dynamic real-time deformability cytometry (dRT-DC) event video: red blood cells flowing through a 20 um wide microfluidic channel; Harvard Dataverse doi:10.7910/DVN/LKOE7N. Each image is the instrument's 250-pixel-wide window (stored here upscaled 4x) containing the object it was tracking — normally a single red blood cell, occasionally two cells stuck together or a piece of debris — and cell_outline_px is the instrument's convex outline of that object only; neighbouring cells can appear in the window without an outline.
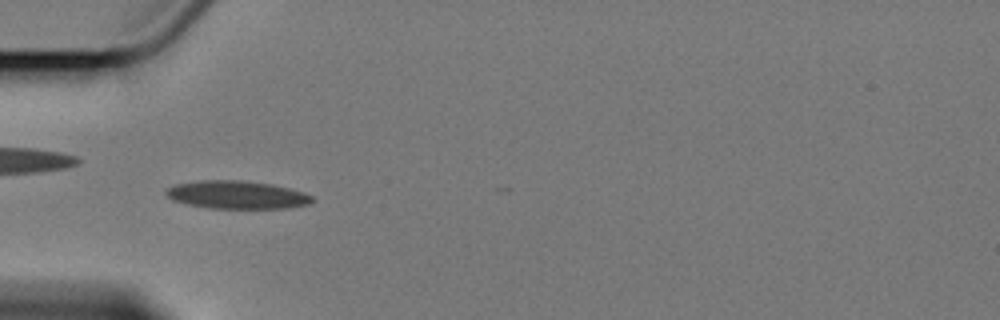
{"species": "Egyptian fruit bat (a non-hibernating species)", "species_latin": "Rousettus aegyptiacus", "temperature_condition": "cold", "stored_images_in_passage": 13, "camera_frame_rate_fps": 3000, "um_per_image_px": 0.085, "animal": {"sex": "female"}, "frame": {"image": 1, "passage_image": 5, "time_ms": 6.0, "image_size_px": [1000, 320], "cell_outline_px": [[316, 200], [308, 204], [288, 208], [208, 208], [188, 204], [172, 200], [164, 192], [168, 188], [176, 184], [200, 180], [240, 180], [272, 184], [304, 192], [312, 196]], "centroid_in_image_um": [20.15, 16.56], "position_along_channel_um": 64.8, "area_um2": 23.81}}
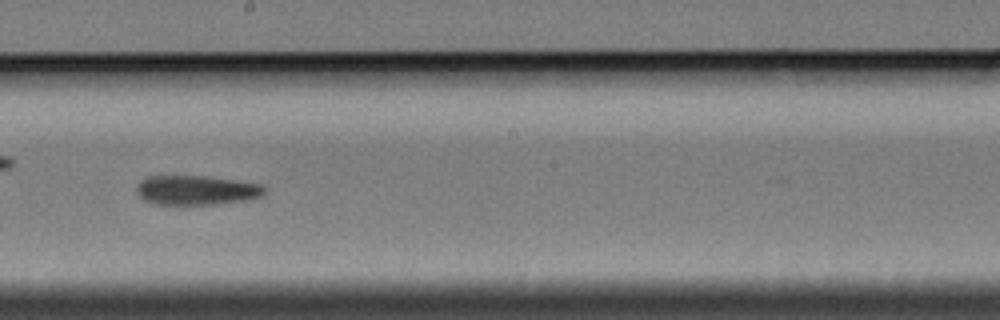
{"frame": {"image": 2, "passage_image": 9, "time_ms": 11.0, "image_size_px": [1000, 320], "cell_outline_px": [[268, 188], [264, 196], [248, 200], [216, 204], [152, 204], [144, 200], [136, 192], [136, 188], [140, 180], [148, 176], [204, 176], [264, 184]], "centroid_in_image_um": [16.75, 16.16], "position_along_channel_um": 231.5, "area_um2": 22.25}}
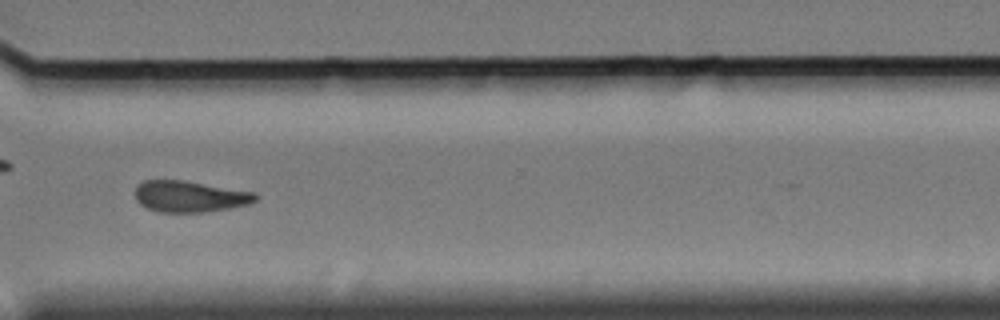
{"frame": {"image": 3, "passage_image": 12, "time_ms": 14.667, "image_size_px": [1000, 320], "cell_outline_px": [[256, 200], [248, 204], [228, 208], [204, 212], [160, 212], [148, 208], [140, 204], [136, 200], [136, 184], [144, 180], [184, 180], [256, 192]], "centroid_in_image_um": [16.11, 16.68], "position_along_channel_um": 354.5, "area_um2": 21.91}, "authors_computed_cell_mechanics": {"area_um2": 22.253, "velocity_mm_per_s": 3.3624, "shape_relaxation_time_tau1_ms": 3.0147, "shape_relaxation_time_tau2_ms": 3.426, "deformation_change_tau1": 0.1097, "deformation_change_tau2": 0.1137}}